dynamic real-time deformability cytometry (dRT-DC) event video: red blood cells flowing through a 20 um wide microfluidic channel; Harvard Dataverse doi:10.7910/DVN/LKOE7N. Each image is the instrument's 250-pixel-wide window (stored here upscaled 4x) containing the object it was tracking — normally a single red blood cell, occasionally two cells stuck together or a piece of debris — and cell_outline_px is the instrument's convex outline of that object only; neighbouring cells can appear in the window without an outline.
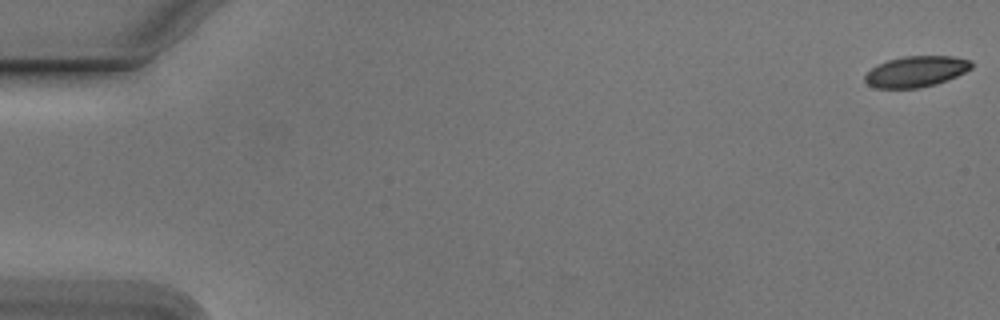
{"species": "Egyptian fruit bat (a non-hibernating species)", "species_latin": "Rousettus aegyptiacus", "temperature_condition": "cold", "stored_images_in_passage": 55, "camera_frame_rate_fps": 3000, "um_per_image_px": 0.085, "animal": {"sex": "male"}, "frame": {"image": 1, "passage_image": 1, "time_ms": 0.0, "image_size_px": [1000, 320], "cell_outline_px": [[972, 68], [956, 76], [936, 84], [920, 88], [876, 88], [868, 84], [864, 80], [864, 76], [876, 64], [888, 60], [904, 56], [952, 56], [972, 60]], "centroid_in_image_um": [77.86, 6.07], "position_along_channel_um": 7.1, "area_um2": 19.19}}
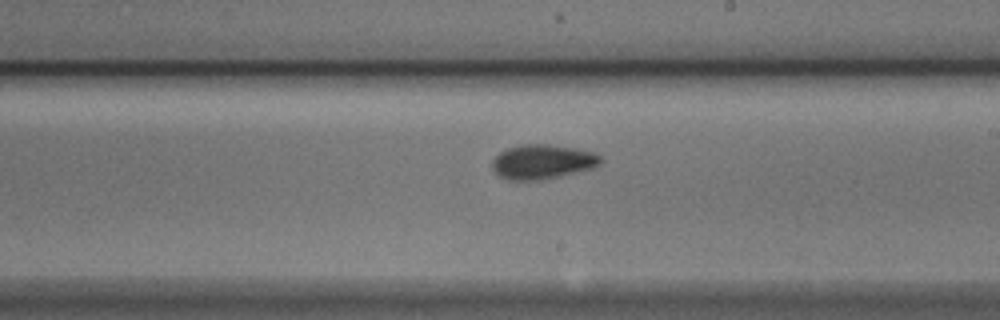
{"frame": {"image": 2, "passage_image": 32, "time_ms": 10.333, "image_size_px": [1000, 320], "cell_outline_px": [[604, 160], [600, 164], [592, 168], [560, 176], [540, 180], [508, 180], [500, 176], [492, 168], [492, 160], [500, 152], [508, 148], [520, 144], [548, 144], [576, 148], [596, 152]], "centroid_in_image_um": [46.13, 13.74], "position_along_channel_um": 242.9, "area_um2": 21.91}}
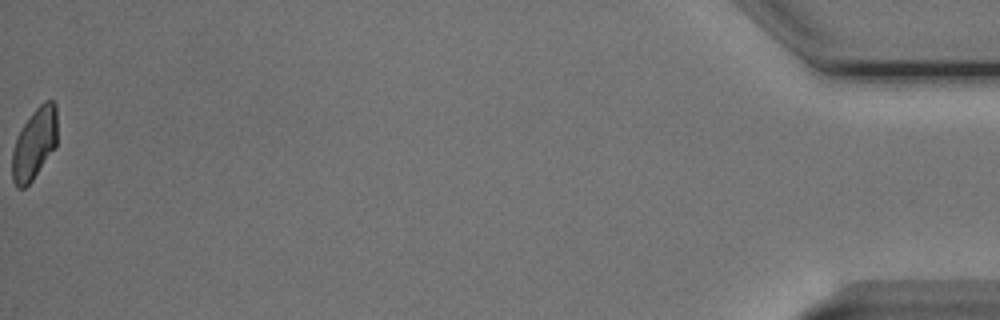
{"frame": {"image": 3, "passage_image": 55, "time_ms": 18.0, "image_size_px": [1000, 320], "cell_outline_px": [[56, 144], [32, 180], [24, 188], [16, 188], [12, 180], [12, 152], [16, 140], [24, 124], [32, 112], [44, 100], [52, 100], [56, 104]], "centroid_in_image_um": [2.91, 12.21], "position_along_channel_um": 432.3, "area_um2": 18.32}, "authors_computed_cell_mechanics": {"area_um2": 20.1144, "velocity_mm_per_s": 3.7951, "shape_relaxation_time_tau1_ms": 3.093, "shape_relaxation_time_tau2_ms": 2.4438, "deformation_change_tau1": 0.1107, "deformation_change_tau2": 0.0623}}